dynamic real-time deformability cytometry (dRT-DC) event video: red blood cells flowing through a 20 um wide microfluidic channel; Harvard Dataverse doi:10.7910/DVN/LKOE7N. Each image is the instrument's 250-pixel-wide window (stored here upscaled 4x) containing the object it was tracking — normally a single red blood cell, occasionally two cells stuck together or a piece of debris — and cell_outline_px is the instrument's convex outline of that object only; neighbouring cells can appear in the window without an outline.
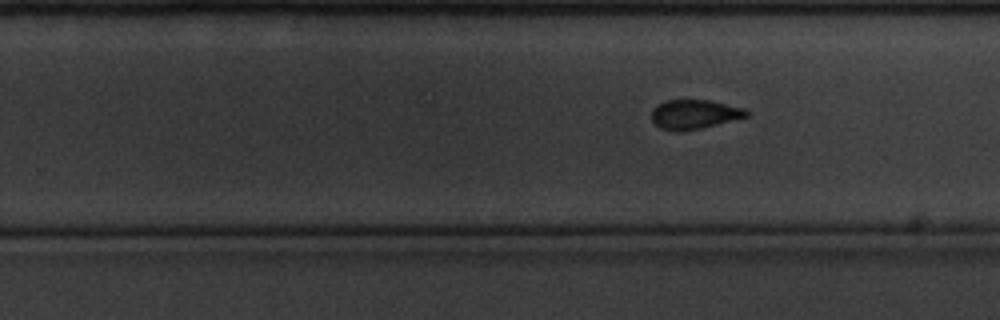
{"species": "common noctule bat (a hibernating species)", "species_latin": "Nyctalus noctula", "temperature_condition": "cold", "stored_images_in_passage": 9, "segment_of_instrument_passage": [2, 2], "camera_frame_rate_fps": 3000, "um_per_image_px": 0.085, "animal": {"sex": "male", "body_mass_g": 20.1, "forearm_length_mm": 53.5}, "frame": {"image": 1, "passage_image": 9, "time_ms": 2.667, "image_size_px": [1000, 320], "cell_outline_px": [[748, 116], [684, 132], [676, 132], [660, 128], [652, 120], [652, 108], [656, 104], [664, 100], [708, 100], [744, 108], [748, 112]], "centroid_in_image_um": [58.95, 9.72], "position_along_channel_um": 270.8, "area_um2": 16.18}}